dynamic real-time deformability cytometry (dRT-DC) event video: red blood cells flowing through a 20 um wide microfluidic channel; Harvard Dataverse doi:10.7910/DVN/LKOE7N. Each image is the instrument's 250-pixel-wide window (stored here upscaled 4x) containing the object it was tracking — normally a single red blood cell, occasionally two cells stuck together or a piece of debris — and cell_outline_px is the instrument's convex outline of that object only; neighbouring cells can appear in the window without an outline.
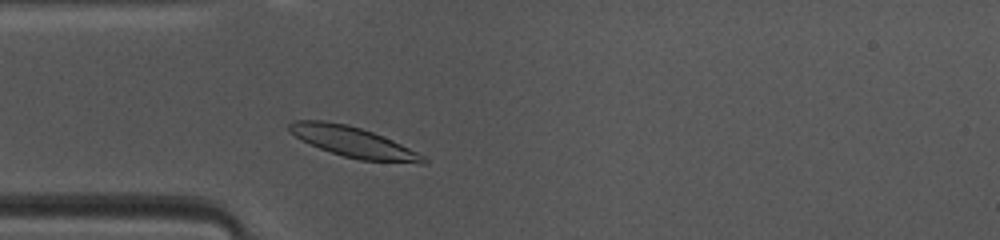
{"species": "common noctule bat (a hibernating species)", "species_latin": "Nyctalus noctula", "temperature_condition": "warm", "stored_images_in_passage": 40, "camera_frame_rate_fps": 3000, "um_per_image_px": 0.085, "animal": {"sex": "female", "body_mass_g": 10.0, "forearm_length_mm": 53.1}, "frame": {"image": 1, "passage_image": 5, "time_ms": 1.333, "image_size_px": [1000, 240], "cell_outline_px": [[428, 164], [420, 164], [360, 160], [344, 156], [320, 148], [288, 132], [288, 124], [292, 120], [324, 120], [348, 124], [372, 132], [392, 140], [424, 156], [428, 160]], "centroid_in_image_um": [30.04, 12.07], "position_along_channel_um": 55.0, "area_um2": 23.64}}
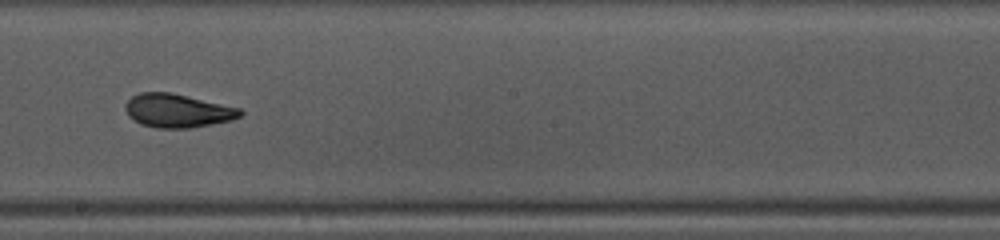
{"frame": {"image": 2, "passage_image": 18, "time_ms": 5.667, "image_size_px": [1000, 240], "cell_outline_px": [[244, 112], [240, 116], [232, 120], [212, 124], [188, 128], [156, 128], [140, 124], [128, 116], [124, 108], [124, 104], [132, 96], [140, 92], [172, 92], [240, 108]], "centroid_in_image_um": [15.07, 9.4], "position_along_channel_um": 233.1, "area_um2": 22.6}}
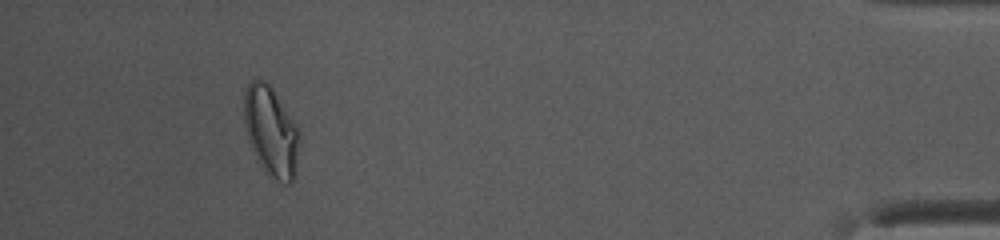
{"frame": {"image": 3, "passage_image": 36, "time_ms": 11.667, "image_size_px": [1000, 240], "cell_outline_px": [[300, 132], [296, 176], [292, 184], [284, 184], [268, 176], [256, 156], [248, 140], [244, 124], [244, 92], [248, 84], [252, 80], [264, 80], [272, 88]], "centroid_in_image_um": [23.05, 11.22], "position_along_channel_um": 412.2, "area_um2": 28.9}, "authors_computed_cell_mechanics": {"area_um2": 22.6576, "velocity_mm_per_s": 4.1322, "shape_relaxation_time_tau1_ms": 3.2922, "shape_relaxation_time_tau2_ms": 1.385, "deformation_change_tau1": 0.1488, "deformation_change_tau2": 0.0659}}